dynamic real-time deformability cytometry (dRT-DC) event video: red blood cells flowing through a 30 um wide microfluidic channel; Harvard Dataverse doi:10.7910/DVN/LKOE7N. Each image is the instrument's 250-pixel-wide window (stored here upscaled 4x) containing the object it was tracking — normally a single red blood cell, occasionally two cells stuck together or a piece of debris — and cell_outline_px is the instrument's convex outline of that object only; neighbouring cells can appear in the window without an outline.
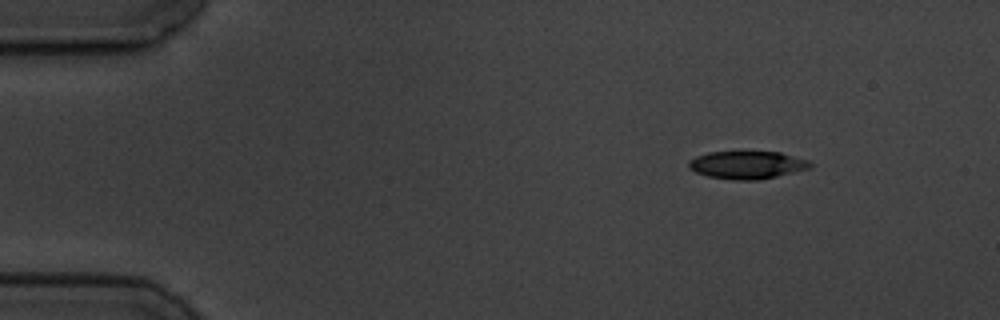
{"species": "common noctule bat (a hibernating species)", "species_latin": "Nyctalus noctula", "temperature_condition": "cold", "stored_images_in_passage": 5, "camera_frame_rate_fps": 3000, "um_per_image_px": 0.085, "animal": {"sex": "male", "body_mass_g": 19.5, "forearm_length_mm": 54.6}, "frame": {"image": 1, "passage_image": 1, "time_ms": 0.0, "image_size_px": [1000, 320], "cell_outline_px": [[812, 168], [760, 180], [732, 180], [708, 176], [696, 172], [688, 168], [688, 160], [696, 156], [708, 152], [740, 148], [780, 152], [808, 160], [812, 164]], "centroid_in_image_um": [63.48, 13.96], "position_along_channel_um": 21.5, "area_um2": 20.81}}
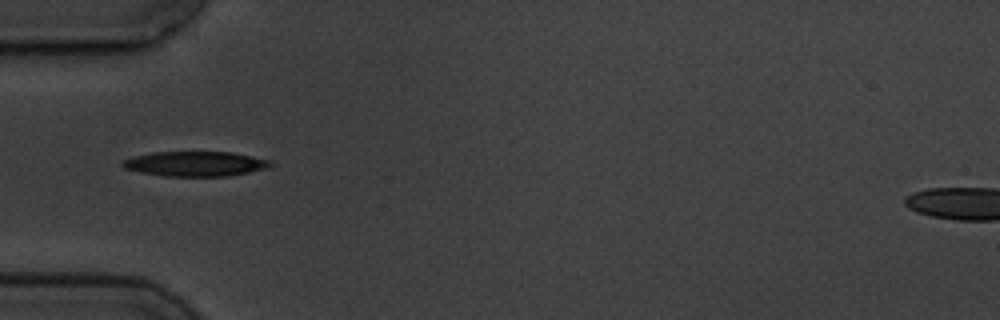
{"frame": {"image": 2, "passage_image": 4, "time_ms": 3.667, "image_size_px": [1000, 320], "cell_outline_px": [[272, 164], [268, 168], [228, 176], [168, 176], [140, 172], [124, 168], [120, 164], [124, 160], [136, 156], [152, 152], [232, 152], [272, 160]], "centroid_in_image_um": [16.63, 13.92], "position_along_channel_um": 68.4, "area_um2": 21.33}}
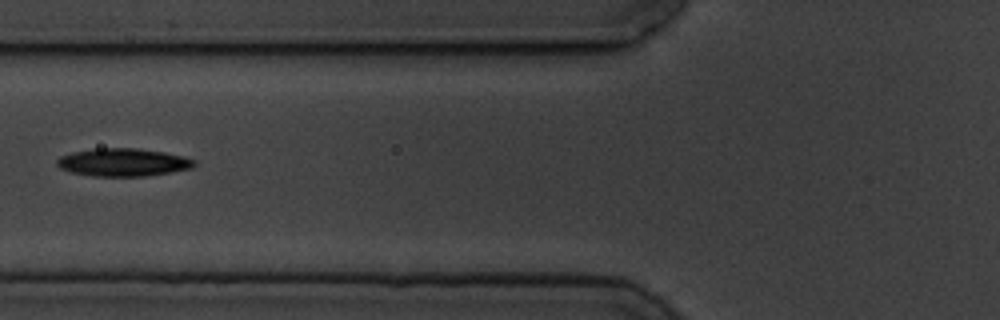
{"frame": {"image": 3, "passage_image": 5, "time_ms": 5.0, "image_size_px": [1000, 320], "cell_outline_px": [[196, 164], [192, 168], [144, 176], [92, 176], [72, 172], [60, 168], [56, 164], [56, 160], [60, 156], [72, 152], [96, 148], [136, 148], [164, 152], [184, 156], [196, 160]], "centroid_in_image_um": [10.45, 13.79], "position_along_channel_um": 115.3, "area_um2": 22.25}}